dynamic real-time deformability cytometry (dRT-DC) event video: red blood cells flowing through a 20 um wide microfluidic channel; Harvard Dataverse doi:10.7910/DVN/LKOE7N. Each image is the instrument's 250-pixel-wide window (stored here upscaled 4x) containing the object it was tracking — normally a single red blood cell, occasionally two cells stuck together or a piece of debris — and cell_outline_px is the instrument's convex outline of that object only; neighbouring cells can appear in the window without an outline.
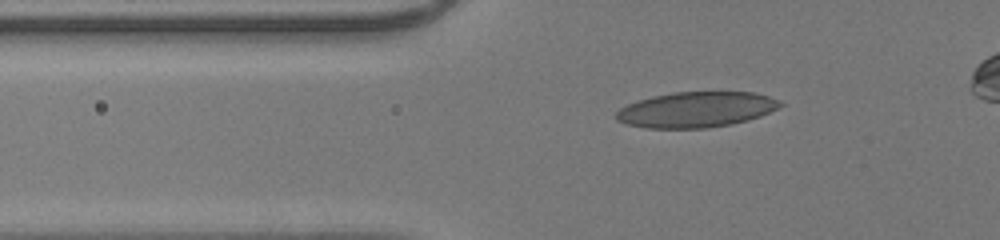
{"species": "human", "species_latin": "Homo sapiens", "temperature_condition": "room temperature", "stored_images_in_passage": 45, "camera_frame_rate_fps": 3000, "um_per_image_px": 0.085, "donor": {"sex": "male"}, "frame": {"image": 1, "passage_image": 13, "time_ms": 4.0, "image_size_px": [1000, 240], "cell_outline_px": [[784, 104], [760, 116], [748, 120], [732, 124], [704, 128], [644, 128], [628, 124], [616, 120], [616, 112], [620, 108], [628, 104], [652, 96], [676, 92], [756, 92], [780, 100]], "centroid_in_image_um": [59.18, 9.31], "position_along_channel_um": 66.6, "area_um2": 33.81}}
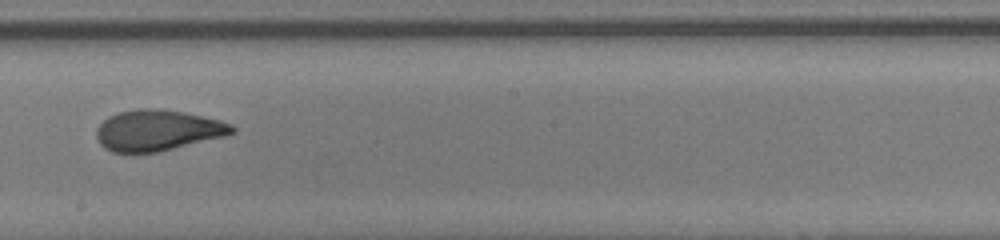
{"frame": {"image": 2, "passage_image": 26, "time_ms": 8.333, "image_size_px": [1000, 240], "cell_outline_px": [[236, 132], [224, 136], [156, 152], [112, 152], [104, 148], [100, 144], [96, 136], [96, 128], [108, 116], [120, 112], [136, 108], [156, 108], [184, 112], [220, 120], [232, 124], [236, 128]], "centroid_in_image_um": [13.38, 11.06], "position_along_channel_um": 234.8, "area_um2": 32.19}}
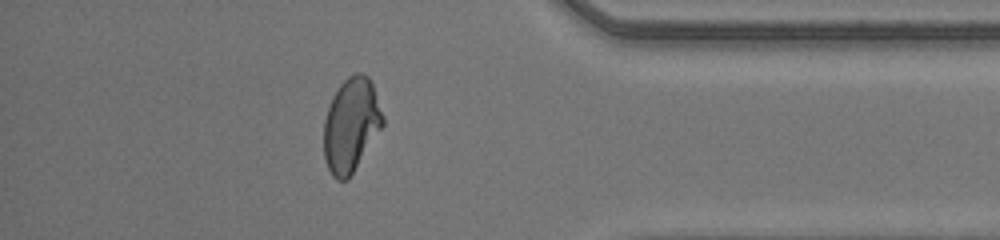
{"frame": {"image": 3, "passage_image": 39, "time_ms": 12.667, "image_size_px": [1000, 240], "cell_outline_px": [[384, 124], [348, 180], [336, 180], [332, 176], [324, 160], [324, 120], [332, 96], [340, 84], [348, 76], [356, 72], [360, 72], [368, 76], [372, 84], [384, 116]], "centroid_in_image_um": [29.83, 10.62], "position_along_channel_um": 405.4, "area_um2": 32.31}}